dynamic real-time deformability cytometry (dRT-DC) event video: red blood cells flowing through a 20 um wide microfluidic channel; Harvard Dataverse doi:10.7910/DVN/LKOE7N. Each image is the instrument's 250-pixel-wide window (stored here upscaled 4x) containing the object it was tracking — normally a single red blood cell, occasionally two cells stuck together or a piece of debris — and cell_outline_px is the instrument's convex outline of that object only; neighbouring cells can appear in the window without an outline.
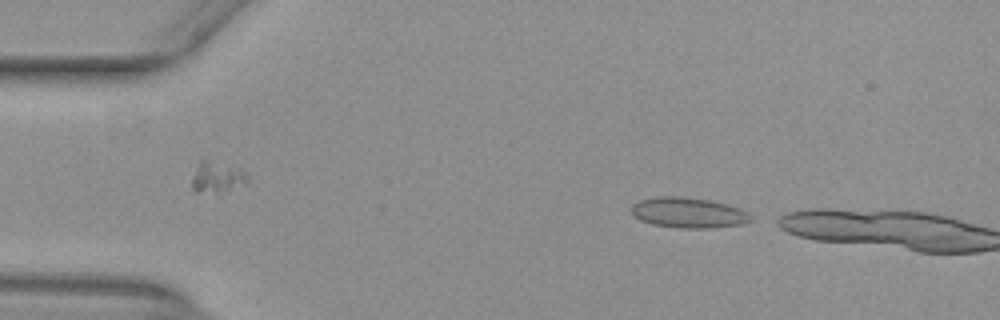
{"species": "common noctule bat (a hibernating species)", "species_latin": "Nyctalus noctula", "temperature_condition": "warm", "stored_images_in_passage": 18, "camera_frame_rate_fps": 3000, "um_per_image_px": 0.085, "animal": {"sex": "female", "body_mass_g": 29.2, "forearm_length_mm": 56.3}, "frame": {"image": 1, "passage_image": 18, "time_ms": 5.667, "image_size_px": [1000, 320], "cell_outline_px": [[752, 220], [744, 224], [712, 228], [680, 228], [652, 224], [640, 220], [632, 212], [632, 204], [640, 200], [656, 196], [680, 196], [712, 200], [728, 204], [740, 208], [748, 212], [752, 216]], "centroid_in_image_um": [58.56, 18.07], "position_along_channel_um": 26.4, "area_um2": 21.39}}